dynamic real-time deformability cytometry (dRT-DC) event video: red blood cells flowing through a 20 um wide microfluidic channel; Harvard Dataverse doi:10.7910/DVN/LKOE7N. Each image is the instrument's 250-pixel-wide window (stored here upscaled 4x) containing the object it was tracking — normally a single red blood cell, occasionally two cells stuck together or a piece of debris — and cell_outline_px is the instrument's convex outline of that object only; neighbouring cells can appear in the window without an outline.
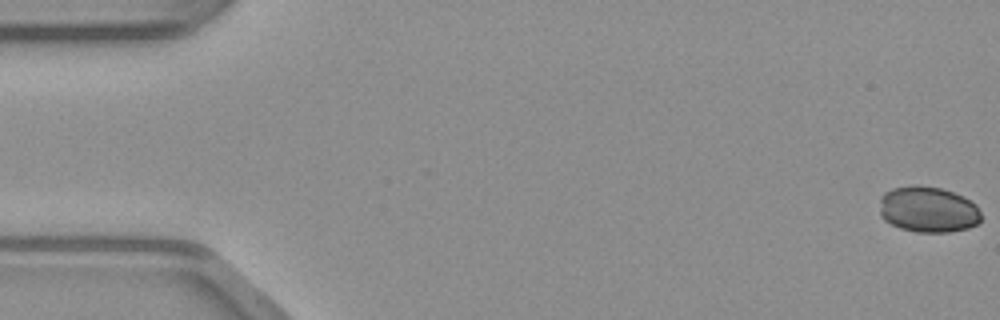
{"species": "common noctule bat (a hibernating species)", "species_latin": "Nyctalus noctula", "temperature_condition": "warm", "stored_images_in_passage": 18, "camera_frame_rate_fps": 3000, "um_per_image_px": 0.085, "animal": {"sex": "male", "body_mass_g": 23.1, "forearm_length_mm": 52.7}, "frame": {"image": 1, "passage_image": 1, "time_ms": 0.0, "image_size_px": [1000, 320], "cell_outline_px": [[980, 220], [976, 224], [968, 228], [948, 232], [916, 232], [900, 228], [884, 220], [880, 216], [880, 196], [884, 192], [892, 188], [916, 184], [940, 188], [964, 196], [976, 204], [980, 212]], "centroid_in_image_um": [78.86, 17.79], "position_along_channel_um": 6.1, "area_um2": 27.4}}
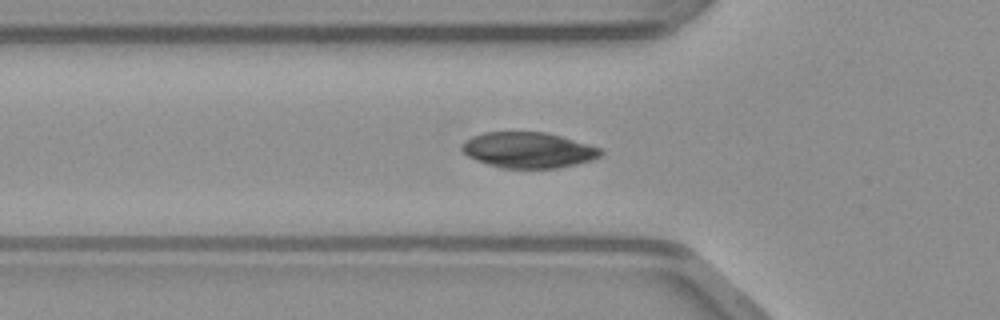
{"frame": {"image": 2, "passage_image": 17, "time_ms": 5.333, "image_size_px": [1000, 320], "cell_outline_px": [[604, 152], [600, 156], [592, 160], [560, 168], [500, 168], [476, 160], [468, 156], [460, 148], [472, 136], [484, 132], [548, 132], [600, 148]], "centroid_in_image_um": [44.92, 12.76], "position_along_channel_um": 80.9, "area_um2": 28.78}}